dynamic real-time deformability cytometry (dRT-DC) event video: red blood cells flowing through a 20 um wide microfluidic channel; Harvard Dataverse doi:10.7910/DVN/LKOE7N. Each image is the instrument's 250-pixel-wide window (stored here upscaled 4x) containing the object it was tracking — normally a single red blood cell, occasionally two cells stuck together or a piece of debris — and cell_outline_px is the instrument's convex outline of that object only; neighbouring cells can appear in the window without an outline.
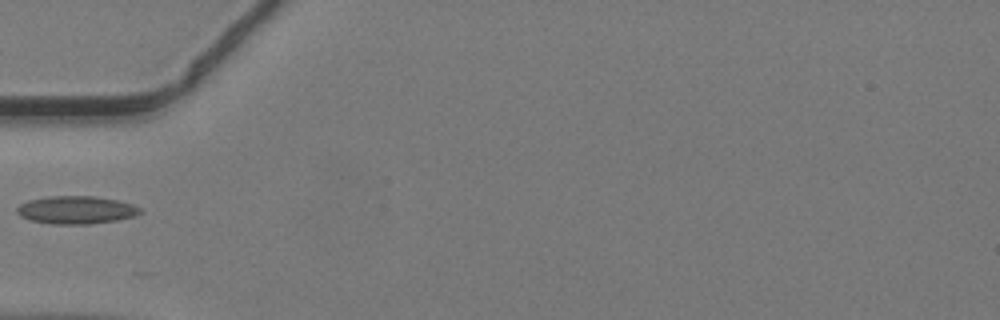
{"species": "common noctule bat (a hibernating species)", "species_latin": "Nyctalus noctula", "temperature_condition": "warm", "stored_images_in_passage": 26, "camera_frame_rate_fps": 3000, "um_per_image_px": 0.085, "animal": {"sex": "male", "body_mass_g": 19.2, "forearm_length_mm": 51.8}, "frame": {"image": 1, "passage_image": 1, "time_ms": 0.0, "image_size_px": [1000, 320], "cell_outline_px": [[140, 212], [132, 216], [116, 220], [88, 224], [52, 224], [32, 220], [20, 216], [16, 212], [16, 208], [20, 204], [28, 200], [48, 196], [92, 196], [120, 200], [132, 204], [140, 208]], "centroid_in_image_um": [6.44, 17.83], "position_along_channel_um": 78.6, "area_um2": 19.88}}
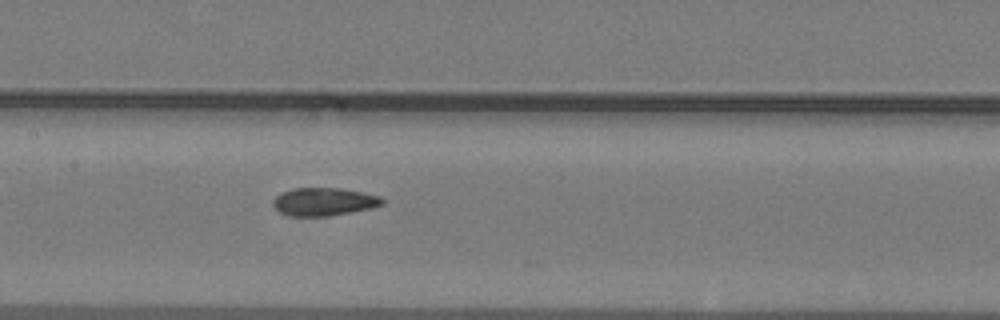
{"frame": {"image": 2, "passage_image": 8, "time_ms": 2.333, "image_size_px": [1000, 320], "cell_outline_px": [[384, 204], [368, 208], [328, 216], [288, 216], [280, 212], [272, 204], [272, 200], [280, 192], [296, 188], [340, 188], [380, 196], [384, 200]], "centroid_in_image_um": [27.48, 17.14], "position_along_channel_um": 179.9, "area_um2": 17.63}}
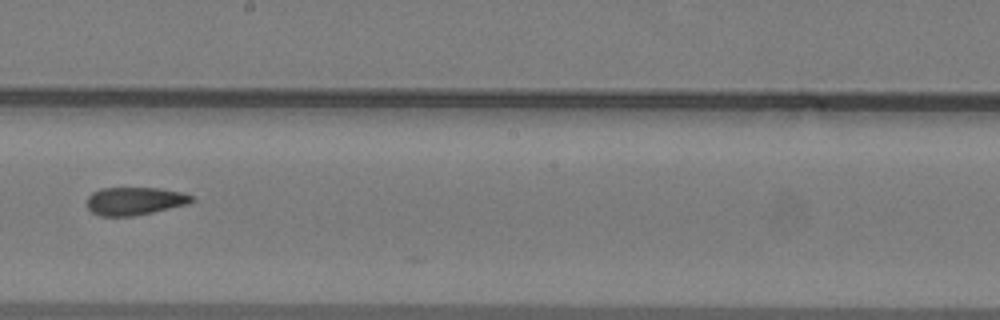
{"frame": {"image": 3, "passage_image": 12, "time_ms": 3.667, "image_size_px": [1000, 320], "cell_outline_px": [[196, 200], [188, 204], [152, 212], [132, 216], [100, 216], [92, 212], [88, 208], [88, 196], [92, 192], [100, 188], [160, 188], [184, 192], [192, 196]], "centroid_in_image_um": [11.47, 17.08], "position_along_channel_um": 236.7, "area_um2": 17.11}}